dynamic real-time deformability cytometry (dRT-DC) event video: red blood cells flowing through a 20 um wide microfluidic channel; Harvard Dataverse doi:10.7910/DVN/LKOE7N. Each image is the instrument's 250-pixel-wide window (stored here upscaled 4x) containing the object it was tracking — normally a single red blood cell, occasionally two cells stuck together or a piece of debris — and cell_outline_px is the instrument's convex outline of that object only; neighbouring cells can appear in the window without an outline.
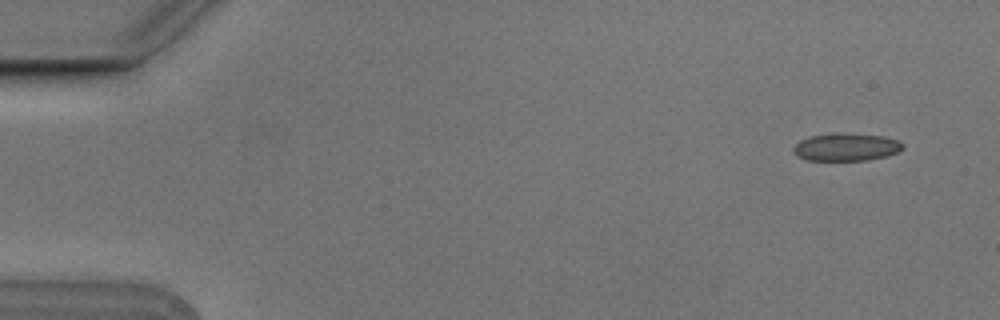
{"species": "Egyptian fruit bat (a non-hibernating species)", "species_latin": "Rousettus aegyptiacus", "temperature_condition": "cold", "stored_images_in_passage": 5, "camera_frame_rate_fps": 3000, "um_per_image_px": 0.085, "animal": {"sex": "male"}, "frame": {"image": 1, "passage_image": 1, "time_ms": 0.0, "image_size_px": [1000, 320], "cell_outline_px": [[904, 148], [888, 156], [868, 160], [804, 160], [796, 156], [792, 148], [800, 140], [808, 136], [836, 132], [844, 132], [884, 136], [900, 140], [904, 144]], "centroid_in_image_um": [71.93, 12.48], "position_along_channel_um": 13.1, "area_um2": 18.09}}